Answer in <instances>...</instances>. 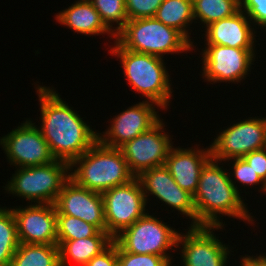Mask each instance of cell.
Wrapping results in <instances>:
<instances>
[{
    "label": "cell",
    "mask_w": 266,
    "mask_h": 266,
    "mask_svg": "<svg viewBox=\"0 0 266 266\" xmlns=\"http://www.w3.org/2000/svg\"><path fill=\"white\" fill-rule=\"evenodd\" d=\"M89 1L99 13L102 22L112 33H114V35L125 26V23L128 21L125 0Z\"/></svg>",
    "instance_id": "27"
},
{
    "label": "cell",
    "mask_w": 266,
    "mask_h": 266,
    "mask_svg": "<svg viewBox=\"0 0 266 266\" xmlns=\"http://www.w3.org/2000/svg\"><path fill=\"white\" fill-rule=\"evenodd\" d=\"M18 246L17 224L12 209L0 207V266H10Z\"/></svg>",
    "instance_id": "25"
},
{
    "label": "cell",
    "mask_w": 266,
    "mask_h": 266,
    "mask_svg": "<svg viewBox=\"0 0 266 266\" xmlns=\"http://www.w3.org/2000/svg\"><path fill=\"white\" fill-rule=\"evenodd\" d=\"M113 238L106 231L95 236L77 240L57 241L60 266H85L94 256L99 255L111 243ZM72 262V263H71Z\"/></svg>",
    "instance_id": "21"
},
{
    "label": "cell",
    "mask_w": 266,
    "mask_h": 266,
    "mask_svg": "<svg viewBox=\"0 0 266 266\" xmlns=\"http://www.w3.org/2000/svg\"><path fill=\"white\" fill-rule=\"evenodd\" d=\"M12 206L19 243L57 244L55 204Z\"/></svg>",
    "instance_id": "16"
},
{
    "label": "cell",
    "mask_w": 266,
    "mask_h": 266,
    "mask_svg": "<svg viewBox=\"0 0 266 266\" xmlns=\"http://www.w3.org/2000/svg\"><path fill=\"white\" fill-rule=\"evenodd\" d=\"M118 266H172L173 256L125 252L117 244Z\"/></svg>",
    "instance_id": "29"
},
{
    "label": "cell",
    "mask_w": 266,
    "mask_h": 266,
    "mask_svg": "<svg viewBox=\"0 0 266 266\" xmlns=\"http://www.w3.org/2000/svg\"><path fill=\"white\" fill-rule=\"evenodd\" d=\"M74 3V4H73ZM71 6L58 12L54 17L57 23L67 26L73 33L85 36L111 35L115 41V35L102 22L99 13L89 0H77Z\"/></svg>",
    "instance_id": "20"
},
{
    "label": "cell",
    "mask_w": 266,
    "mask_h": 266,
    "mask_svg": "<svg viewBox=\"0 0 266 266\" xmlns=\"http://www.w3.org/2000/svg\"><path fill=\"white\" fill-rule=\"evenodd\" d=\"M211 158L210 147L196 146L182 148L172 146L165 161L174 181L194 195L197 190L202 167Z\"/></svg>",
    "instance_id": "19"
},
{
    "label": "cell",
    "mask_w": 266,
    "mask_h": 266,
    "mask_svg": "<svg viewBox=\"0 0 266 266\" xmlns=\"http://www.w3.org/2000/svg\"><path fill=\"white\" fill-rule=\"evenodd\" d=\"M195 23L202 28L209 24L230 17L240 10L239 0H192ZM198 22H197V21ZM200 20V21H199Z\"/></svg>",
    "instance_id": "24"
},
{
    "label": "cell",
    "mask_w": 266,
    "mask_h": 266,
    "mask_svg": "<svg viewBox=\"0 0 266 266\" xmlns=\"http://www.w3.org/2000/svg\"><path fill=\"white\" fill-rule=\"evenodd\" d=\"M37 85L40 121L37 127L56 160L70 165L98 141V132L68 106L53 87Z\"/></svg>",
    "instance_id": "1"
},
{
    "label": "cell",
    "mask_w": 266,
    "mask_h": 266,
    "mask_svg": "<svg viewBox=\"0 0 266 266\" xmlns=\"http://www.w3.org/2000/svg\"><path fill=\"white\" fill-rule=\"evenodd\" d=\"M260 254V255H259ZM252 255H246L245 256H240V266H266V253H259ZM254 255V256H253Z\"/></svg>",
    "instance_id": "34"
},
{
    "label": "cell",
    "mask_w": 266,
    "mask_h": 266,
    "mask_svg": "<svg viewBox=\"0 0 266 266\" xmlns=\"http://www.w3.org/2000/svg\"><path fill=\"white\" fill-rule=\"evenodd\" d=\"M266 184V148L252 151L242 157Z\"/></svg>",
    "instance_id": "32"
},
{
    "label": "cell",
    "mask_w": 266,
    "mask_h": 266,
    "mask_svg": "<svg viewBox=\"0 0 266 266\" xmlns=\"http://www.w3.org/2000/svg\"><path fill=\"white\" fill-rule=\"evenodd\" d=\"M209 145L211 158L225 162L266 148V117L240 119L219 131Z\"/></svg>",
    "instance_id": "9"
},
{
    "label": "cell",
    "mask_w": 266,
    "mask_h": 266,
    "mask_svg": "<svg viewBox=\"0 0 266 266\" xmlns=\"http://www.w3.org/2000/svg\"><path fill=\"white\" fill-rule=\"evenodd\" d=\"M147 211L113 240L125 251L135 254L171 256L177 249L180 231ZM175 247V248H174ZM176 249V250H175ZM171 250V251H170ZM169 252V253H167Z\"/></svg>",
    "instance_id": "7"
},
{
    "label": "cell",
    "mask_w": 266,
    "mask_h": 266,
    "mask_svg": "<svg viewBox=\"0 0 266 266\" xmlns=\"http://www.w3.org/2000/svg\"><path fill=\"white\" fill-rule=\"evenodd\" d=\"M115 41L129 51L161 58L167 54L189 53L193 46L178 30L168 27L155 17L128 20L115 35Z\"/></svg>",
    "instance_id": "5"
},
{
    "label": "cell",
    "mask_w": 266,
    "mask_h": 266,
    "mask_svg": "<svg viewBox=\"0 0 266 266\" xmlns=\"http://www.w3.org/2000/svg\"><path fill=\"white\" fill-rule=\"evenodd\" d=\"M112 44L114 46H110L108 53L120 58V68L134 92L141 94L146 101L158 104L162 110L169 109L174 91L165 59L123 49L116 41Z\"/></svg>",
    "instance_id": "3"
},
{
    "label": "cell",
    "mask_w": 266,
    "mask_h": 266,
    "mask_svg": "<svg viewBox=\"0 0 266 266\" xmlns=\"http://www.w3.org/2000/svg\"><path fill=\"white\" fill-rule=\"evenodd\" d=\"M55 207L60 214L80 218L99 231H106L102 193L85 189L71 178L59 193Z\"/></svg>",
    "instance_id": "17"
},
{
    "label": "cell",
    "mask_w": 266,
    "mask_h": 266,
    "mask_svg": "<svg viewBox=\"0 0 266 266\" xmlns=\"http://www.w3.org/2000/svg\"><path fill=\"white\" fill-rule=\"evenodd\" d=\"M223 226H189L187 232H180L177 247H181L180 258L183 266H227L231 247L214 234ZM229 246V247H228ZM230 254V255H229Z\"/></svg>",
    "instance_id": "11"
},
{
    "label": "cell",
    "mask_w": 266,
    "mask_h": 266,
    "mask_svg": "<svg viewBox=\"0 0 266 266\" xmlns=\"http://www.w3.org/2000/svg\"><path fill=\"white\" fill-rule=\"evenodd\" d=\"M157 106V107H156ZM161 107L151 101L138 102L110 119L105 132L98 133V140L109 147L120 148L156 125L161 117L158 114Z\"/></svg>",
    "instance_id": "14"
},
{
    "label": "cell",
    "mask_w": 266,
    "mask_h": 266,
    "mask_svg": "<svg viewBox=\"0 0 266 266\" xmlns=\"http://www.w3.org/2000/svg\"><path fill=\"white\" fill-rule=\"evenodd\" d=\"M142 186L146 203L151 195L156 201H161L169 208L185 215L191 220L190 226H197V215L193 202V195L182 189L173 179L165 165L156 166L142 172L138 177Z\"/></svg>",
    "instance_id": "15"
},
{
    "label": "cell",
    "mask_w": 266,
    "mask_h": 266,
    "mask_svg": "<svg viewBox=\"0 0 266 266\" xmlns=\"http://www.w3.org/2000/svg\"><path fill=\"white\" fill-rule=\"evenodd\" d=\"M230 161V162H229ZM226 162H229L228 165L231 168H229V176H230V180L233 183V185L235 186V188L238 190V192L240 193V191L242 189H239L240 186L246 187L248 186H259V191H262L263 195L266 189V184L261 180V178L257 175L256 172H254V170L252 169V167H250V165L243 159V158H232L229 160H226ZM232 170V171H230ZM232 174V175H231ZM233 177V179H232ZM237 183H241V185L237 187ZM240 190V191H239Z\"/></svg>",
    "instance_id": "28"
},
{
    "label": "cell",
    "mask_w": 266,
    "mask_h": 266,
    "mask_svg": "<svg viewBox=\"0 0 266 266\" xmlns=\"http://www.w3.org/2000/svg\"><path fill=\"white\" fill-rule=\"evenodd\" d=\"M240 9L252 22L255 30L260 29L266 32V0H239ZM259 26L257 28V26ZM263 28V29H262Z\"/></svg>",
    "instance_id": "31"
},
{
    "label": "cell",
    "mask_w": 266,
    "mask_h": 266,
    "mask_svg": "<svg viewBox=\"0 0 266 266\" xmlns=\"http://www.w3.org/2000/svg\"><path fill=\"white\" fill-rule=\"evenodd\" d=\"M70 168L72 180L79 186L98 193L126 184L135 178L122 151L106 146L99 140L78 157Z\"/></svg>",
    "instance_id": "4"
},
{
    "label": "cell",
    "mask_w": 266,
    "mask_h": 266,
    "mask_svg": "<svg viewBox=\"0 0 266 266\" xmlns=\"http://www.w3.org/2000/svg\"><path fill=\"white\" fill-rule=\"evenodd\" d=\"M106 232L114 239L141 218L148 204L137 177L102 193Z\"/></svg>",
    "instance_id": "10"
},
{
    "label": "cell",
    "mask_w": 266,
    "mask_h": 266,
    "mask_svg": "<svg viewBox=\"0 0 266 266\" xmlns=\"http://www.w3.org/2000/svg\"><path fill=\"white\" fill-rule=\"evenodd\" d=\"M247 15L240 9L234 15L215 21L201 32L204 45H222L233 48L255 49L258 34ZM256 36V37H255Z\"/></svg>",
    "instance_id": "18"
},
{
    "label": "cell",
    "mask_w": 266,
    "mask_h": 266,
    "mask_svg": "<svg viewBox=\"0 0 266 266\" xmlns=\"http://www.w3.org/2000/svg\"><path fill=\"white\" fill-rule=\"evenodd\" d=\"M15 169L3 186L5 193L26 199L29 201L27 204H55L63 186L70 179L71 170L69 163L59 160Z\"/></svg>",
    "instance_id": "6"
},
{
    "label": "cell",
    "mask_w": 266,
    "mask_h": 266,
    "mask_svg": "<svg viewBox=\"0 0 266 266\" xmlns=\"http://www.w3.org/2000/svg\"><path fill=\"white\" fill-rule=\"evenodd\" d=\"M163 1L164 0H125L128 20L154 17Z\"/></svg>",
    "instance_id": "30"
},
{
    "label": "cell",
    "mask_w": 266,
    "mask_h": 266,
    "mask_svg": "<svg viewBox=\"0 0 266 266\" xmlns=\"http://www.w3.org/2000/svg\"><path fill=\"white\" fill-rule=\"evenodd\" d=\"M57 241L77 240L95 236L99 230L77 217L60 214L56 210Z\"/></svg>",
    "instance_id": "26"
},
{
    "label": "cell",
    "mask_w": 266,
    "mask_h": 266,
    "mask_svg": "<svg viewBox=\"0 0 266 266\" xmlns=\"http://www.w3.org/2000/svg\"><path fill=\"white\" fill-rule=\"evenodd\" d=\"M10 266H60L59 247L19 243Z\"/></svg>",
    "instance_id": "23"
},
{
    "label": "cell",
    "mask_w": 266,
    "mask_h": 266,
    "mask_svg": "<svg viewBox=\"0 0 266 266\" xmlns=\"http://www.w3.org/2000/svg\"><path fill=\"white\" fill-rule=\"evenodd\" d=\"M154 17L168 27L178 30L193 46L195 45L194 39L190 36V25L195 23L192 0H164Z\"/></svg>",
    "instance_id": "22"
},
{
    "label": "cell",
    "mask_w": 266,
    "mask_h": 266,
    "mask_svg": "<svg viewBox=\"0 0 266 266\" xmlns=\"http://www.w3.org/2000/svg\"><path fill=\"white\" fill-rule=\"evenodd\" d=\"M225 164L210 158L202 167L198 187L193 195L197 226L224 227L227 224L220 220L223 216L234 217L254 226L257 220L247 209L248 204H245L242 194L231 182Z\"/></svg>",
    "instance_id": "2"
},
{
    "label": "cell",
    "mask_w": 266,
    "mask_h": 266,
    "mask_svg": "<svg viewBox=\"0 0 266 266\" xmlns=\"http://www.w3.org/2000/svg\"><path fill=\"white\" fill-rule=\"evenodd\" d=\"M31 120H24L7 135L0 137V146L7 156V162L15 168L40 166L56 160L40 129Z\"/></svg>",
    "instance_id": "12"
},
{
    "label": "cell",
    "mask_w": 266,
    "mask_h": 266,
    "mask_svg": "<svg viewBox=\"0 0 266 266\" xmlns=\"http://www.w3.org/2000/svg\"><path fill=\"white\" fill-rule=\"evenodd\" d=\"M200 51L201 76L205 82L238 84L248 77L256 60L257 49L233 48L222 45H204ZM213 82V83H212ZM236 82V83H235Z\"/></svg>",
    "instance_id": "8"
},
{
    "label": "cell",
    "mask_w": 266,
    "mask_h": 266,
    "mask_svg": "<svg viewBox=\"0 0 266 266\" xmlns=\"http://www.w3.org/2000/svg\"><path fill=\"white\" fill-rule=\"evenodd\" d=\"M85 266H118L117 243L113 242Z\"/></svg>",
    "instance_id": "33"
},
{
    "label": "cell",
    "mask_w": 266,
    "mask_h": 266,
    "mask_svg": "<svg viewBox=\"0 0 266 266\" xmlns=\"http://www.w3.org/2000/svg\"><path fill=\"white\" fill-rule=\"evenodd\" d=\"M164 119H161L148 131L141 133L125 143L119 149L128 164L131 173L138 177L142 172L165 164L168 153L174 143L166 131Z\"/></svg>",
    "instance_id": "13"
}]
</instances>
